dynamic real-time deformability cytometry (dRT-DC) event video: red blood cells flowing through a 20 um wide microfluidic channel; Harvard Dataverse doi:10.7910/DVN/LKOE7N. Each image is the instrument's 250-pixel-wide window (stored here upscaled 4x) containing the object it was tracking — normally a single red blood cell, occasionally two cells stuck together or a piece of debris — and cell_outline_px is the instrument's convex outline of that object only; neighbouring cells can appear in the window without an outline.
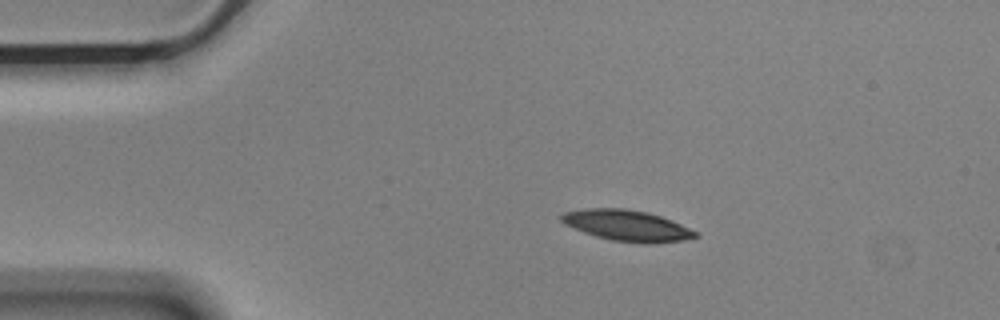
{"species": "Egyptian fruit bat (a non-hibernating species)", "species_latin": "Rousettus aegyptiacus", "temperature_condition": "cold", "stored_images_in_passage": 46, "camera_frame_rate_fps": 3000, "um_per_image_px": 0.085, "animal": {"sex": "male"}, "frame": {"image": 1, "passage_image": 1, "time_ms": 0.0, "image_size_px": [1000, 320], "cell_outline_px": [[700, 236], [684, 240], [644, 244], [612, 240], [596, 236], [584, 232], [564, 224], [560, 220], [560, 216], [564, 212], [584, 208], [624, 208], [648, 212], [660, 216], [680, 224], [696, 232]], "centroid_in_image_um": [53.27, 19.16], "position_along_channel_um": 31.7, "area_um2": 24.04}}
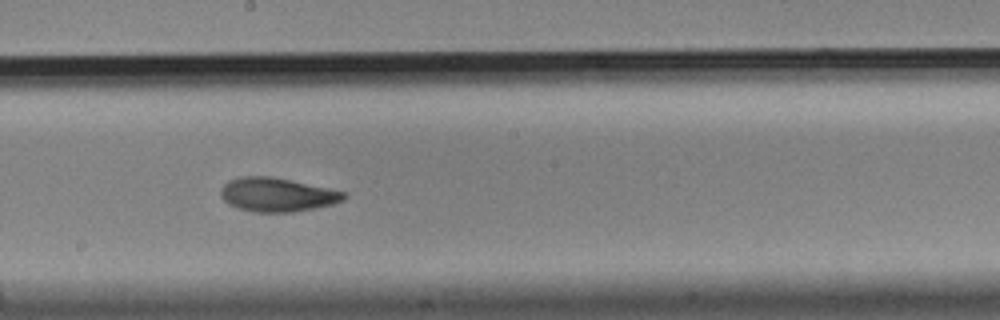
{"frame": {"image": 2, "passage_image": 21, "time_ms": 6.667, "image_size_px": [1000, 320], "cell_outline_px": [[344, 200], [332, 204], [312, 208], [288, 212], [256, 212], [240, 208], [228, 204], [220, 196], [220, 188], [228, 180], [240, 176], [268, 176], [288, 180], [344, 192]], "centroid_in_image_um": [23.46, 16.54], "position_along_channel_um": 224.7, "area_um2": 23.76}}
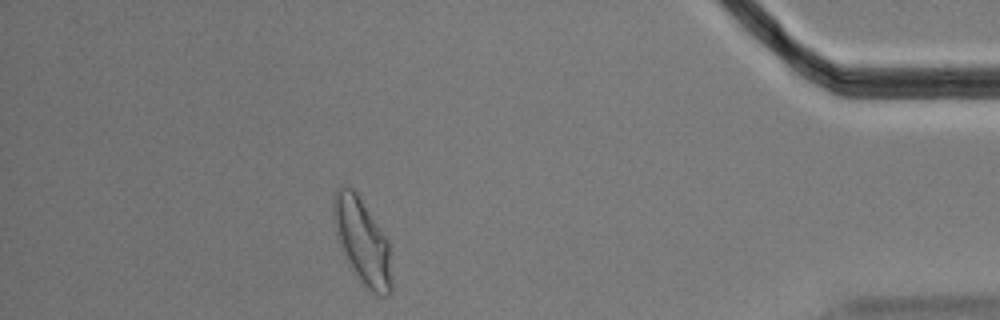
{"frame": {"image": 3, "passage_image": 40, "time_ms": 13.0, "image_size_px": [1000, 320], "cell_outline_px": [[392, 292], [388, 296], [376, 296], [368, 292], [360, 284], [344, 252], [336, 220], [336, 188], [340, 184], [348, 184], [356, 192], [388, 240], [392, 280]], "centroid_in_image_um": [30.89, 20.63], "position_along_channel_um": 404.3, "area_um2": 28.09}, "authors_computed_cell_mechanics": {"area_um2": 23.9581, "velocity_mm_per_s": 3.5743, "shape_relaxation_time_tau1_ms": 5.0122, "shape_relaxation_time_tau2_ms": 2.5985, "deformation_change_tau1": 0.1495, "deformation_change_tau2": 0.0878}}